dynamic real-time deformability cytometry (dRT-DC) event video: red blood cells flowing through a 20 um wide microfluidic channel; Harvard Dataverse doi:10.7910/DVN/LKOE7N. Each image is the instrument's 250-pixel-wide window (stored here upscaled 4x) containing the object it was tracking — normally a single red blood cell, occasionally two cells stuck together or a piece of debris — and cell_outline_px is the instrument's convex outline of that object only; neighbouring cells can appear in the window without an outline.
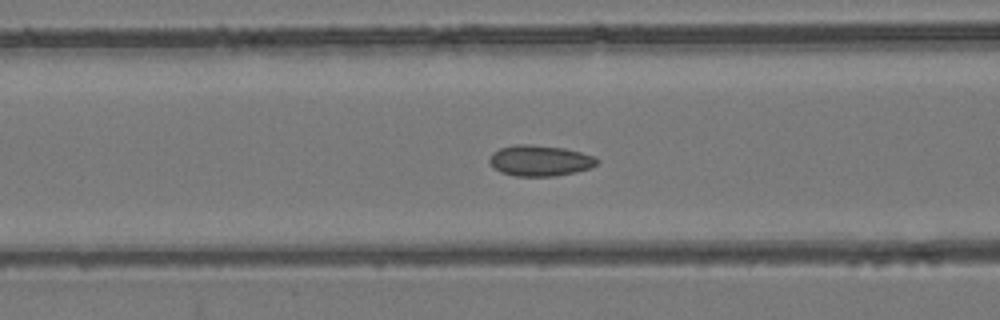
{"species": "common noctule bat (a hibernating species)", "species_latin": "Nyctalus noctula", "temperature_condition": "room temperature", "stored_images_in_passage": 42, "camera_frame_rate_fps": 3000, "um_per_image_px": 0.085, "animal": {"sex": "female", "body_mass_g": 24.6, "forearm_length_mm": 56.2}, "frame": {"image": 1, "passage_image": 10, "time_ms": 3.0, "image_size_px": [1000, 320], "cell_outline_px": [[600, 160], [592, 168], [576, 172], [556, 176], [516, 176], [500, 172], [488, 160], [492, 152], [500, 148], [516, 144], [532, 144], [564, 148], [596, 156]], "centroid_in_image_um": [45.93, 13.65], "position_along_channel_um": 120.7, "area_um2": 19.48}}
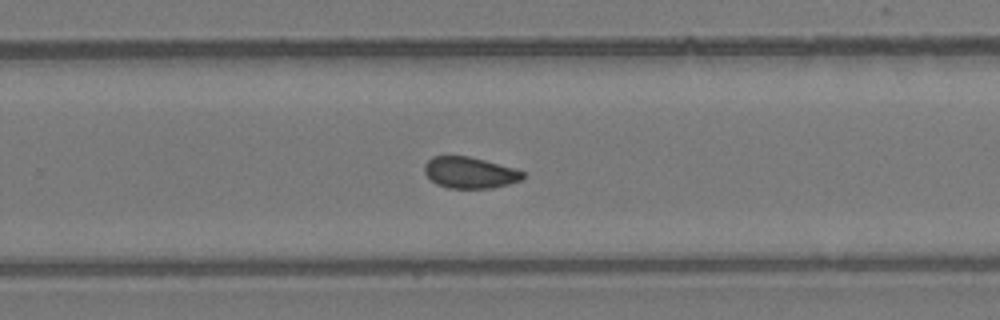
{"frame": {"image": 2, "passage_image": 23, "time_ms": 7.333, "image_size_px": [1000, 320], "cell_outline_px": [[524, 180], [492, 188], [448, 188], [436, 184], [424, 172], [424, 164], [432, 156], [468, 156], [516, 168], [524, 172]], "centroid_in_image_um": [39.95, 14.67], "position_along_channel_um": 289.8, "area_um2": 18.03}}
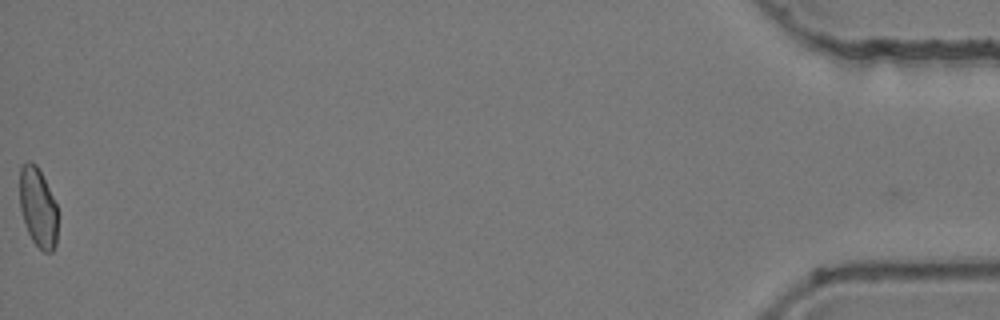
{"frame": {"image": 3, "passage_image": 42, "time_ms": 13.667, "image_size_px": [1000, 320], "cell_outline_px": [[56, 244], [52, 252], [44, 252], [32, 240], [28, 232], [20, 208], [20, 168], [28, 160], [32, 160], [36, 164], [56, 204]], "centroid_in_image_um": [3.21, 17.62], "position_along_channel_um": 432.0, "area_um2": 17.22}, "authors_computed_cell_mechanics": {"area_um2": 18.5827, "velocity_mm_per_s": 3.9182, "shape_relaxation_time_tau1_ms": null, "shape_relaxation_time_tau2_ms": 2.2084, "deformation_change_tau1": null, "deformation_change_tau2": 0.0602}}